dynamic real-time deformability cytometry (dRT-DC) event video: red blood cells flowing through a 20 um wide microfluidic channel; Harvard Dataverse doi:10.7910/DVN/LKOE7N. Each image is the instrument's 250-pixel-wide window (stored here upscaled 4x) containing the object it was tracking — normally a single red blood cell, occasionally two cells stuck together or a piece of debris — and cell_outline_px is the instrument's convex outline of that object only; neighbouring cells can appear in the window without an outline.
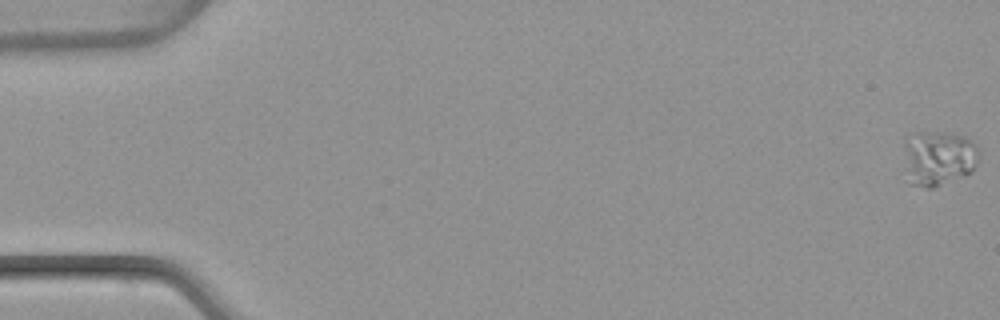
{"species": "common noctule bat (a hibernating species)", "species_latin": "Nyctalus noctula", "temperature_condition": "warm", "stored_images_in_passage": 51, "camera_frame_rate_fps": 3000, "um_per_image_px": 0.085, "animal": {"sex": "female", "body_mass_g": 22.7, "forearm_length_mm": 54.2}, "frame": {"image": 1, "passage_image": 1, "time_ms": 0.0, "image_size_px": [1000, 320], "cell_outline_px": [[976, 164], [972, 172], [932, 188], [928, 188], [908, 184], [904, 144], [912, 132], [944, 132], [964, 136], [972, 140], [976, 144]], "centroid_in_image_um": [79.74, 13.43], "position_along_channel_um": 5.3, "area_um2": 23.99}}
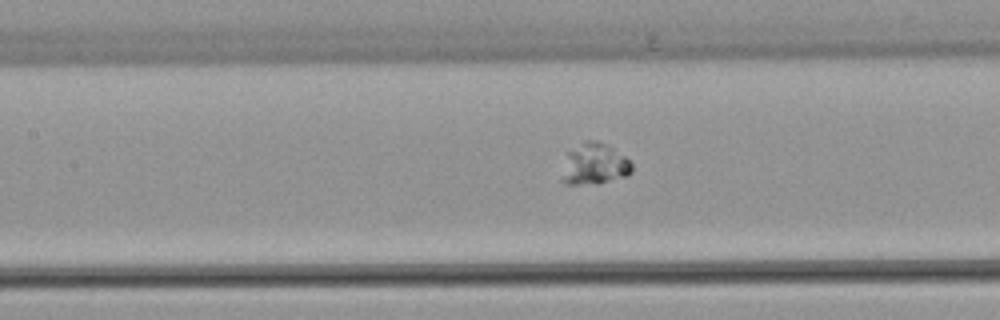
{"frame": {"image": 2, "passage_image": 24, "time_ms": 7.667, "image_size_px": [1000, 320], "cell_outline_px": [[632, 172], [628, 176], [596, 184], [564, 184], [560, 180], [568, 152], [584, 140], [596, 140], [608, 144], [624, 156], [632, 164]], "centroid_in_image_um": [50.53, 13.95], "position_along_channel_um": 156.9, "area_um2": 16.94}}
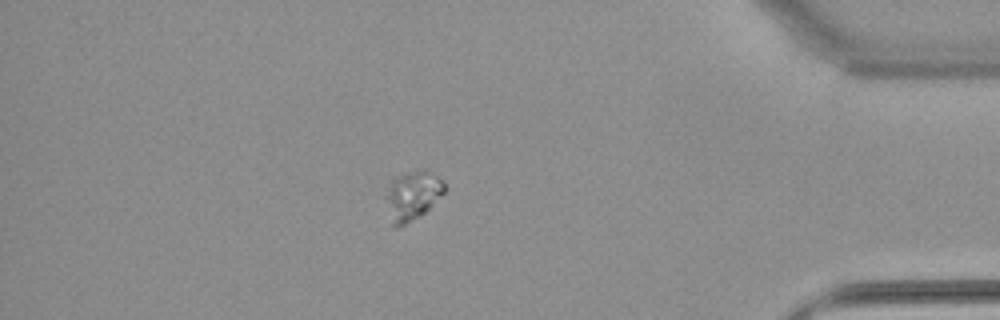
{"frame": {"image": 3, "passage_image": 45, "time_ms": 14.667, "image_size_px": [1000, 320], "cell_outline_px": [[444, 192], [424, 212], [404, 224], [396, 228], [392, 228], [380, 196], [392, 176], [404, 172], [424, 168], [444, 180]], "centroid_in_image_um": [34.9, 16.59], "position_along_channel_um": 400.3, "area_um2": 17.8}}